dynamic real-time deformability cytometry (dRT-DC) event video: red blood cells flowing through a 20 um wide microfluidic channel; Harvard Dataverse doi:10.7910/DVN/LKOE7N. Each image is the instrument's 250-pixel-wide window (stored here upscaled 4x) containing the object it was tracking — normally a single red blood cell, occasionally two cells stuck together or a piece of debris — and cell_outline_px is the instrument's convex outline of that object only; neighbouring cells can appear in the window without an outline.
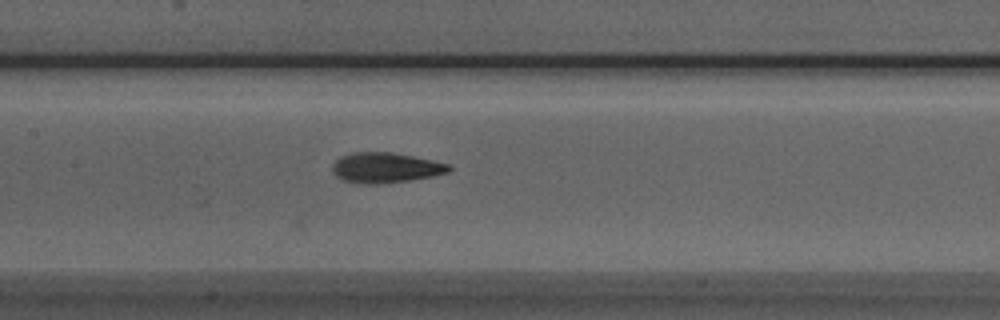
{"species": "Egyptian fruit bat (a non-hibernating species)", "species_latin": "Rousettus aegyptiacus", "temperature_condition": "room temperature", "stored_images_in_passage": 24, "camera_frame_rate_fps": 3000, "um_per_image_px": 0.085, "animal": {"sex": "male"}, "frame": {"image": 1, "passage_image": 10, "time_ms": 3.0, "image_size_px": [1000, 320], "cell_outline_px": [[452, 168], [448, 172], [432, 176], [408, 180], [380, 184], [360, 184], [344, 180], [336, 176], [332, 172], [332, 164], [340, 156], [352, 152], [392, 152], [432, 160], [448, 164]], "centroid_in_image_um": [32.72, 14.25], "position_along_channel_um": 174.7, "area_um2": 20.52}}
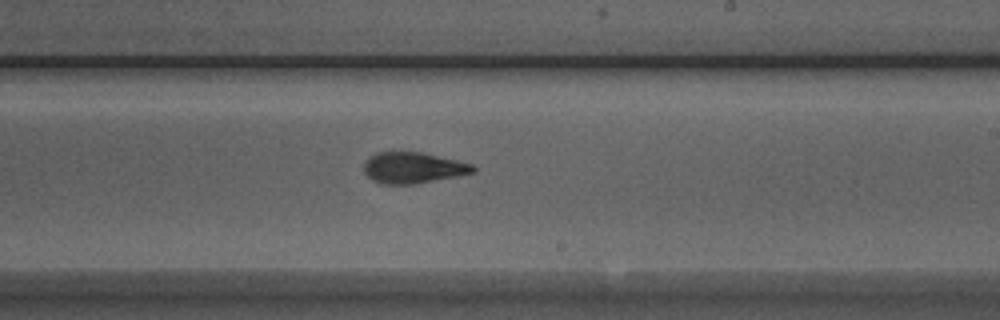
{"frame": {"image": 2, "passage_image": 16, "time_ms": 5.0, "image_size_px": [1000, 320], "cell_outline_px": [[476, 168], [472, 172], [456, 176], [412, 184], [380, 184], [372, 180], [364, 172], [364, 160], [368, 156], [376, 152], [420, 152], [456, 160], [472, 164]], "centroid_in_image_um": [35.03, 14.25], "position_along_channel_um": 254.0, "area_um2": 19.59}}
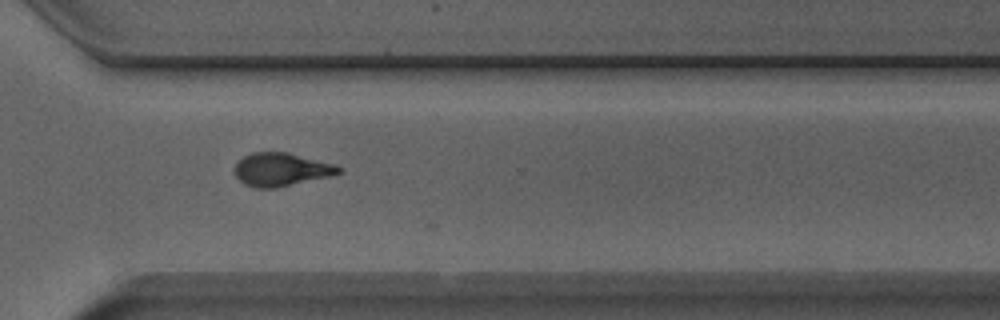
{"frame": {"image": 3, "passage_image": 23, "time_ms": 7.333, "image_size_px": [1000, 320], "cell_outline_px": [[344, 168], [340, 172], [328, 176], [276, 188], [256, 188], [244, 184], [236, 176], [236, 164], [244, 156], [252, 152], [288, 152], [336, 164]], "centroid_in_image_um": [23.92, 14.4], "position_along_channel_um": 346.7, "area_um2": 20.0}}